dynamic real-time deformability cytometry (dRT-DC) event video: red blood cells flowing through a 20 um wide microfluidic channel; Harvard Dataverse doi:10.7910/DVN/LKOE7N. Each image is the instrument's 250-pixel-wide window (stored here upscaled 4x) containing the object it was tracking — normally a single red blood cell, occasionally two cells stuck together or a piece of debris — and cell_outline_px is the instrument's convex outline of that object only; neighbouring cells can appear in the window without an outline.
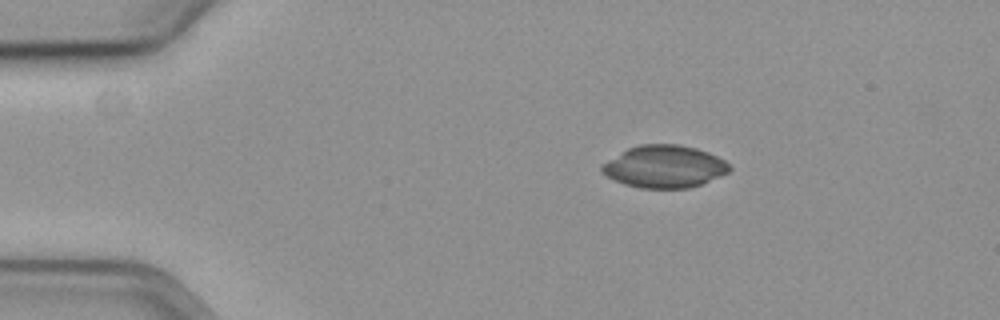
{"species": "common noctule bat (a hibernating species)", "species_latin": "Nyctalus noctula", "temperature_condition": "cold", "stored_images_in_passage": 48, "camera_frame_rate_fps": 3000, "um_per_image_px": 0.085, "animal": {"sex": "female", "body_mass_g": 19.3, "forearm_length_mm": 54.1}, "frame": {"image": 1, "passage_image": 1, "time_ms": 0.0, "image_size_px": [1000, 320], "cell_outline_px": [[732, 168], [728, 172], [720, 176], [700, 184], [688, 188], [640, 188], [624, 184], [600, 172], [600, 164], [628, 148], [640, 144], [676, 144], [696, 148], [708, 152], [724, 160]], "centroid_in_image_um": [56.45, 14.15], "position_along_channel_um": 28.6, "area_um2": 31.39}}
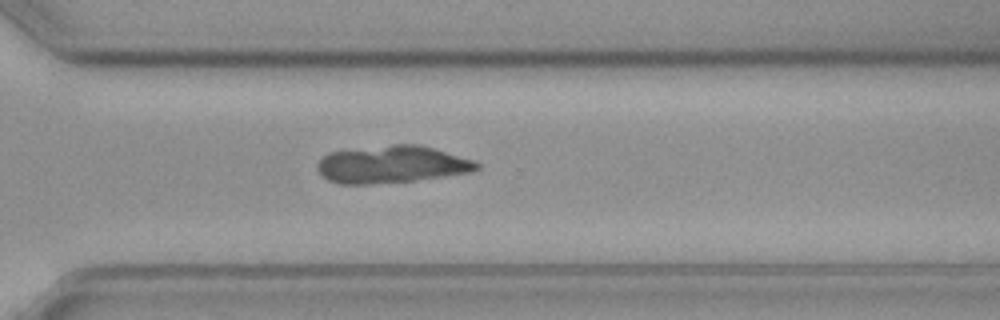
{"frame": {"image": 2, "passage_image": 32, "time_ms": 10.333, "image_size_px": [1000, 320], "cell_outline_px": [[480, 168], [472, 172], [444, 176], [412, 180], [372, 184], [340, 184], [328, 180], [316, 168], [316, 164], [328, 152], [392, 144], [416, 144], [432, 148], [476, 160], [480, 164]], "centroid_in_image_um": [33.31, 13.97], "position_along_channel_um": 337.3, "area_um2": 34.56}}
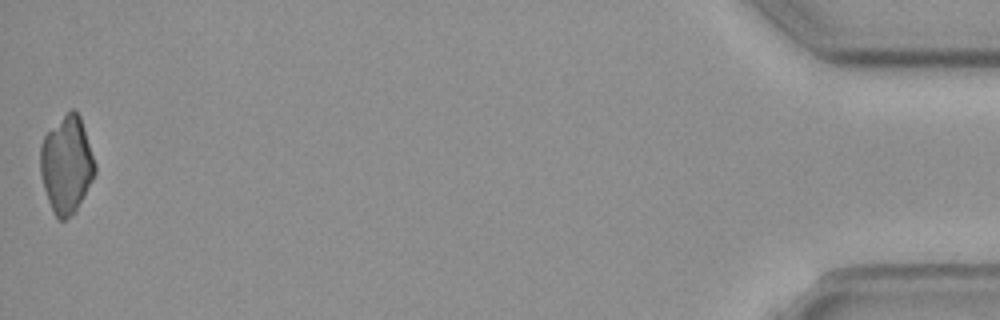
{"frame": {"image": 3, "passage_image": 48, "time_ms": 15.667, "image_size_px": [1000, 320], "cell_outline_px": [[96, 172], [76, 212], [64, 220], [60, 220], [56, 216], [48, 200], [44, 188], [40, 172], [40, 144], [44, 136], [72, 108], [80, 116], [96, 164]], "centroid_in_image_um": [5.66, 14.02], "position_along_channel_um": 429.5, "area_um2": 30.58}}